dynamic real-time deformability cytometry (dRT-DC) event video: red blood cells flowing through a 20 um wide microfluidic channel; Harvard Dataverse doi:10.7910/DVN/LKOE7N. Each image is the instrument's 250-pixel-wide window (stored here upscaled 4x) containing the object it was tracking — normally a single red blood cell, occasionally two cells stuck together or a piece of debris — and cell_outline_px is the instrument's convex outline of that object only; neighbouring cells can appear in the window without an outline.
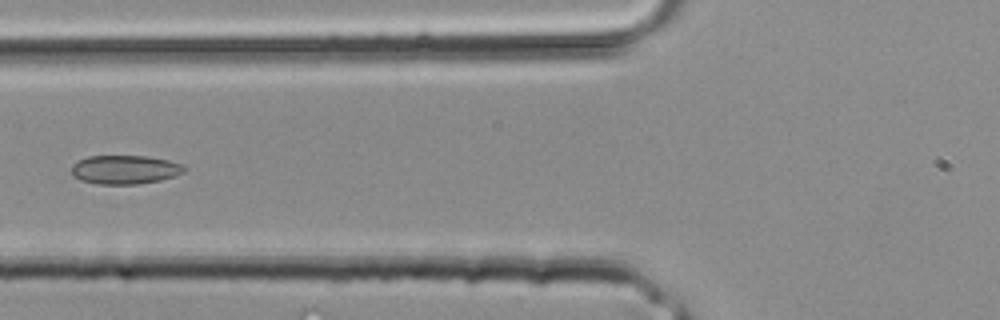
{"species": "common noctule bat (a hibernating species)", "species_latin": "Nyctalus noctula", "temperature_condition": "room temperature", "stored_images_in_passage": 29, "camera_frame_rate_fps": 3000, "um_per_image_px": 0.085, "animal": {"sex": "male", "body_mass_g": 20.4}, "frame": {"image": 1, "passage_image": 8, "time_ms": 2.333, "image_size_px": [1000, 320], "cell_outline_px": [[188, 168], [184, 172], [176, 176], [160, 180], [136, 184], [96, 184], [80, 180], [72, 176], [72, 164], [88, 156], [148, 156], [168, 160], [184, 164]], "centroid_in_image_um": [10.65, 14.42], "position_along_channel_um": 115.2, "area_um2": 19.13}}
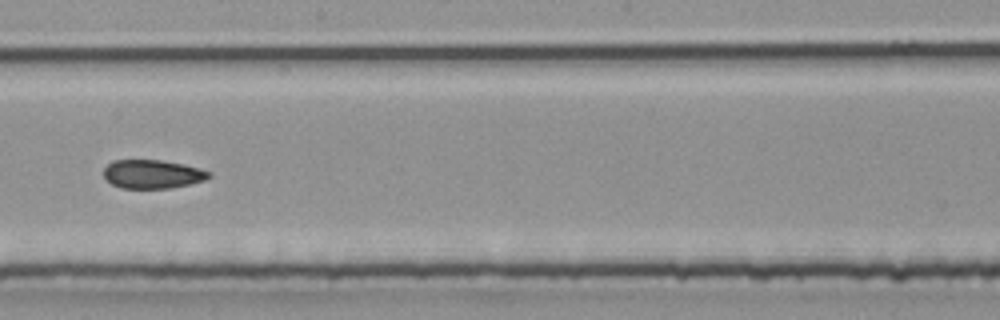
{"frame": {"image": 2, "passage_image": 14, "time_ms": 4.333, "image_size_px": [1000, 320], "cell_outline_px": [[212, 176], [204, 180], [188, 184], [168, 188], [120, 188], [112, 184], [104, 176], [104, 168], [112, 160], [160, 160], [184, 164], [200, 168], [212, 172]], "centroid_in_image_um": [12.97, 14.79], "position_along_channel_um": 235.2, "area_um2": 17.57}}
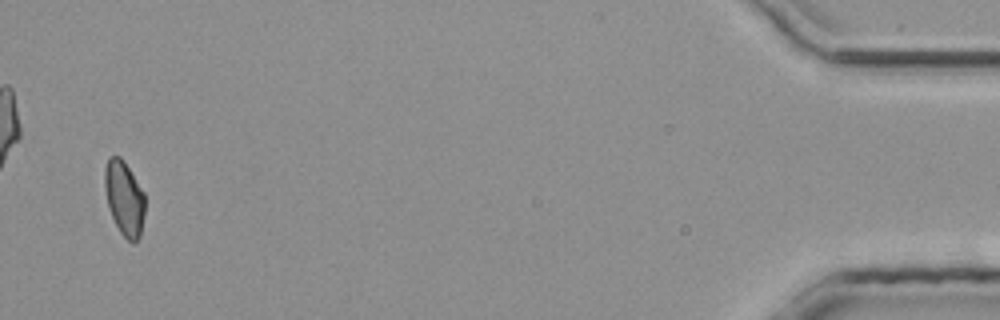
{"frame": {"image": 3, "passage_image": 28, "time_ms": 9.0, "image_size_px": [1000, 320], "cell_outline_px": [[144, 216], [140, 236], [132, 244], [120, 232], [108, 208], [104, 188], [104, 168], [108, 156], [120, 156], [144, 192]], "centroid_in_image_um": [10.54, 16.84], "position_along_channel_um": 424.7, "area_um2": 17.46}}